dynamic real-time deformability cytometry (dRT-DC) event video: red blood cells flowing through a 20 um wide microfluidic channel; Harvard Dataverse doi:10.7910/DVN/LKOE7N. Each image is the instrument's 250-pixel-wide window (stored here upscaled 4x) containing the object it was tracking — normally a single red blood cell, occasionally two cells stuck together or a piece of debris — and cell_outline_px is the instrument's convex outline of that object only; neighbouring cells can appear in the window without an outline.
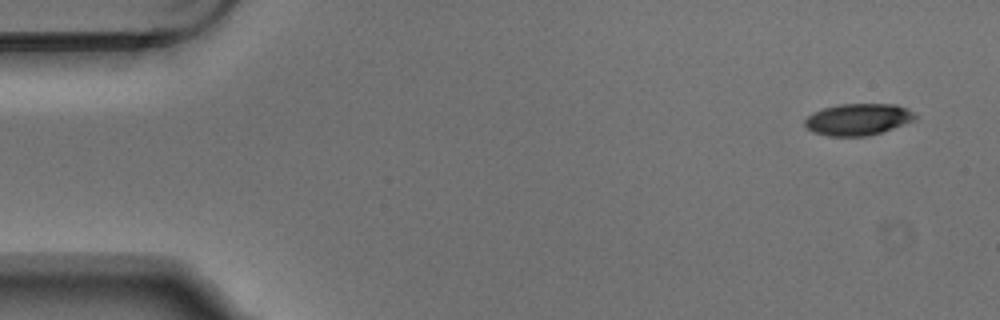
{"species": "Egyptian fruit bat (a non-hibernating species)", "species_latin": "Rousettus aegyptiacus", "temperature_condition": "warm", "stored_images_in_passage": 6, "camera_frame_rate_fps": 3000, "um_per_image_px": 0.085, "animal": {"sex": "male"}, "frame": {"image": 1, "passage_image": 1, "time_ms": 0.0, "image_size_px": [1000, 320], "cell_outline_px": [[916, 116], [912, 120], [892, 128], [868, 136], [828, 136], [812, 132], [804, 124], [804, 120], [812, 112], [824, 108], [840, 104], [896, 104], [908, 108], [916, 112]], "centroid_in_image_um": [72.91, 10.14], "position_along_channel_um": 12.1, "area_um2": 20.29}}
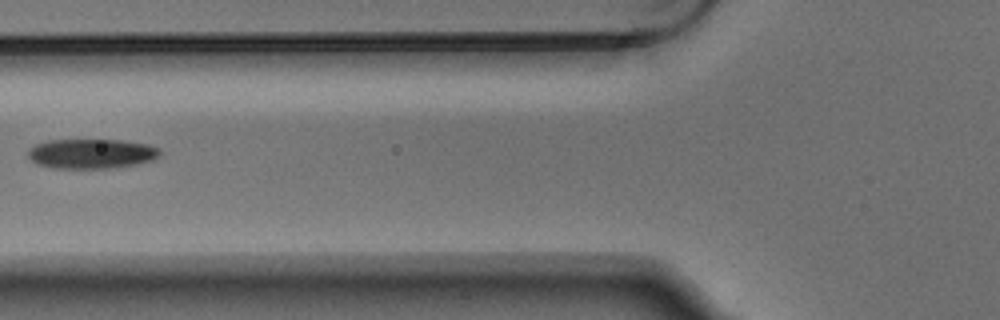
{"frame": {"image": 2, "passage_image": 5, "time_ms": 1.333, "image_size_px": [1000, 320], "cell_outline_px": [[160, 156], [152, 160], [136, 164], [116, 168], [52, 168], [36, 164], [28, 156], [28, 152], [36, 144], [48, 140], [120, 140], [148, 144], [160, 148]], "centroid_in_image_um": [7.8, 13.07], "position_along_channel_um": 118.0, "area_um2": 22.89}}
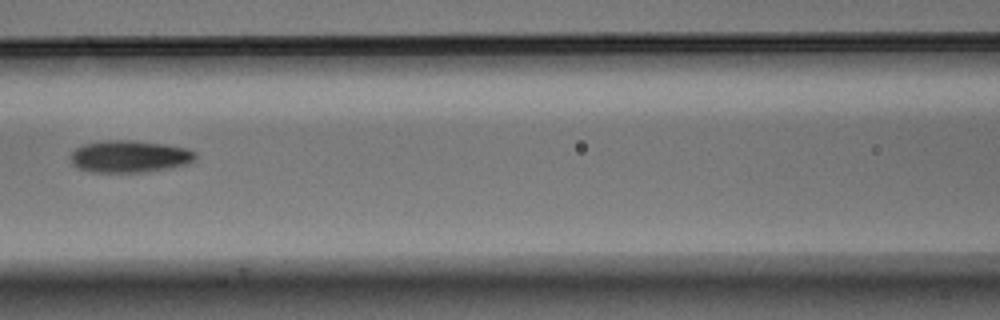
{"frame": {"image": 3, "passage_image": 6, "time_ms": 1.667, "image_size_px": [1000, 320], "cell_outline_px": [[196, 160], [188, 164], [168, 168], [144, 172], [92, 172], [76, 168], [72, 164], [72, 152], [76, 148], [84, 144], [104, 140], [132, 140], [164, 144], [188, 148], [196, 152]], "centroid_in_image_um": [11.03, 13.3], "position_along_channel_um": 155.6, "area_um2": 23.47}}